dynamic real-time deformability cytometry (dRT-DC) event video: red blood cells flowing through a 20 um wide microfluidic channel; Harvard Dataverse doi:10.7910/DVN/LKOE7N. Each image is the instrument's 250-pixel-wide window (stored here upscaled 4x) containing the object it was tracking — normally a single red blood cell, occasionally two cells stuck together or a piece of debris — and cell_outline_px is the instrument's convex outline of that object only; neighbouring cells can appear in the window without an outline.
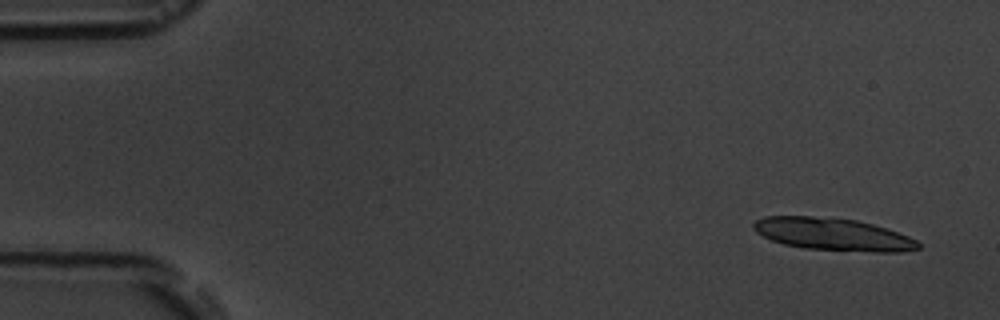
{"species": "common noctule bat (a hibernating species)", "species_latin": "Nyctalus noctula", "temperature_condition": "room temperature", "stored_images_in_passage": 6, "camera_frame_rate_fps": 3000, "um_per_image_px": 0.085, "animal": {"sex": "male", "body_mass_g": 19.5, "forearm_length_mm": 54.6}, "frame": {"image": 1, "passage_image": 1, "time_ms": 0.0, "image_size_px": [1000, 320], "cell_outline_px": [[920, 248], [900, 252], [876, 252], [804, 248], [784, 244], [772, 240], [756, 232], [752, 228], [752, 224], [756, 220], [764, 216], [812, 216], [856, 220], [872, 224], [908, 236], [916, 240], [920, 244]], "centroid_in_image_um": [70.77, 19.91], "position_along_channel_um": 14.2, "area_um2": 30.87}}
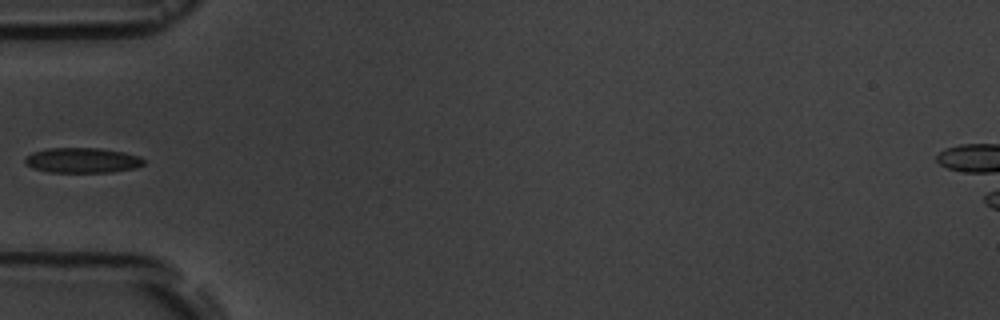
{"frame": {"image": 2, "passage_image": 5, "time_ms": 5.333, "image_size_px": [1000, 320], "cell_outline_px": [[144, 164], [136, 168], [112, 172], [48, 172], [32, 168], [24, 164], [24, 160], [32, 152], [48, 148], [100, 148], [124, 152], [140, 156], [144, 160]], "centroid_in_image_um": [7.0, 13.63], "position_along_channel_um": 78.0, "area_um2": 17.51}}
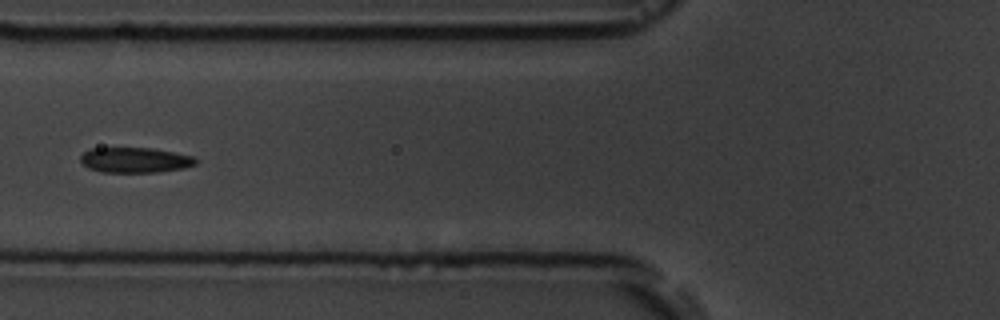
{"frame": {"image": 3, "passage_image": 6, "time_ms": 6.333, "image_size_px": [1000, 320], "cell_outline_px": [[196, 164], [184, 168], [156, 172], [100, 172], [88, 168], [80, 160], [80, 156], [88, 148], [152, 148], [192, 156], [196, 160]], "centroid_in_image_um": [11.43, 13.6], "position_along_channel_um": 114.4, "area_um2": 16.88}}